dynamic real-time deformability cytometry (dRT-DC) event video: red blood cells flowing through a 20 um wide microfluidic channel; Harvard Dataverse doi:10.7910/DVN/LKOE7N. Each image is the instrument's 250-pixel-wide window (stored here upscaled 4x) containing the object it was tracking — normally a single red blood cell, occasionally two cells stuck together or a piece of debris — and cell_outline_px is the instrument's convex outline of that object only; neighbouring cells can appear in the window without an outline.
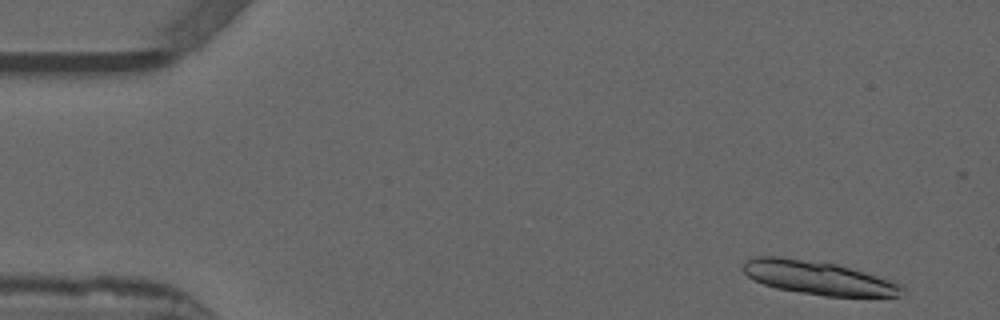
{"species": "common noctule bat (a hibernating species)", "species_latin": "Nyctalus noctula", "temperature_condition": "warm", "stored_images_in_passage": 45, "camera_frame_rate_fps": 3000, "um_per_image_px": 0.085, "animal": {"sex": "male", "forearm_length_mm": 52.5}, "frame": {"image": 1, "passage_image": 2, "time_ms": 0.333, "image_size_px": [1000, 320], "cell_outline_px": [[904, 288], [900, 296], [824, 296], [776, 288], [752, 280], [744, 272], [744, 264], [748, 260], [756, 256], [780, 256], [836, 264], [896, 280]], "centroid_in_image_um": [69.59, 23.61], "position_along_channel_um": 15.4, "area_um2": 31.04}}
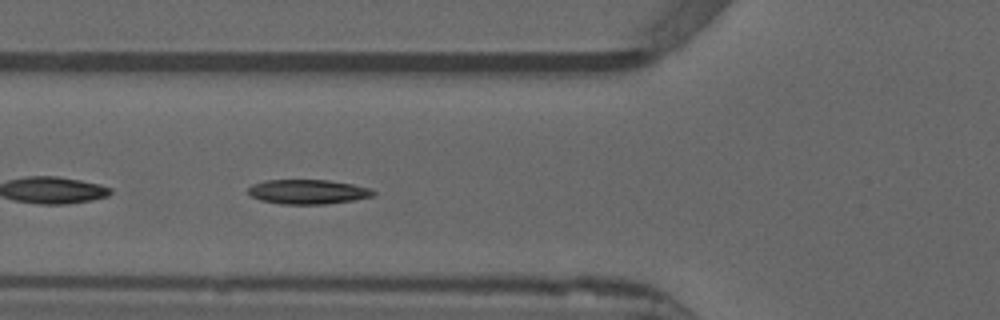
{"frame": {"image": 2, "passage_image": 18, "time_ms": 5.667, "image_size_px": [1000, 320], "cell_outline_px": [[376, 192], [372, 196], [352, 200], [324, 204], [280, 204], [260, 200], [252, 196], [248, 192], [248, 188], [252, 184], [264, 180], [328, 180], [352, 184], [372, 188]], "centroid_in_image_um": [26.15, 16.29], "position_along_channel_um": 99.6, "area_um2": 17.86}}
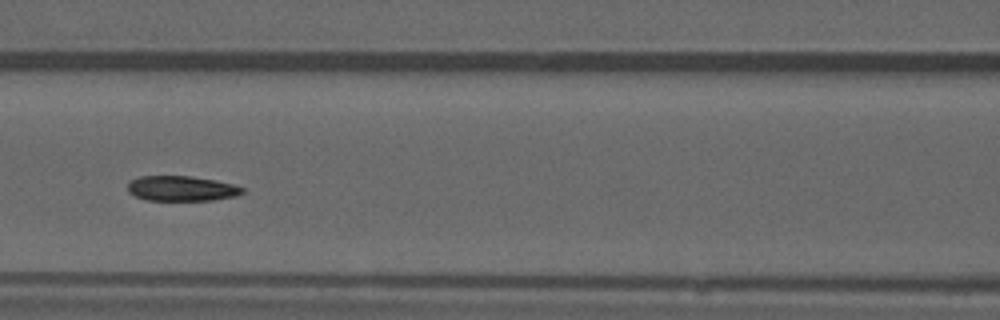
{"frame": {"image": 3, "passage_image": 22, "time_ms": 7.0, "image_size_px": [1000, 320], "cell_outline_px": [[244, 192], [236, 196], [212, 200], [148, 200], [136, 196], [128, 192], [128, 180], [140, 176], [192, 176], [216, 180], [232, 184], [244, 188]], "centroid_in_image_um": [15.42, 16.01], "position_along_channel_um": 151.2, "area_um2": 16.82}, "authors_computed_cell_mechanics": {"area_um2": 18.1492, "velocity_mm_per_s": 3.8497, "shape_relaxation_time_tau1_ms": 6.1786, "shape_relaxation_time_tau2_ms": 5.1088, "deformation_change_tau1": 0.1878, "deformation_change_tau2": 0.0708}}